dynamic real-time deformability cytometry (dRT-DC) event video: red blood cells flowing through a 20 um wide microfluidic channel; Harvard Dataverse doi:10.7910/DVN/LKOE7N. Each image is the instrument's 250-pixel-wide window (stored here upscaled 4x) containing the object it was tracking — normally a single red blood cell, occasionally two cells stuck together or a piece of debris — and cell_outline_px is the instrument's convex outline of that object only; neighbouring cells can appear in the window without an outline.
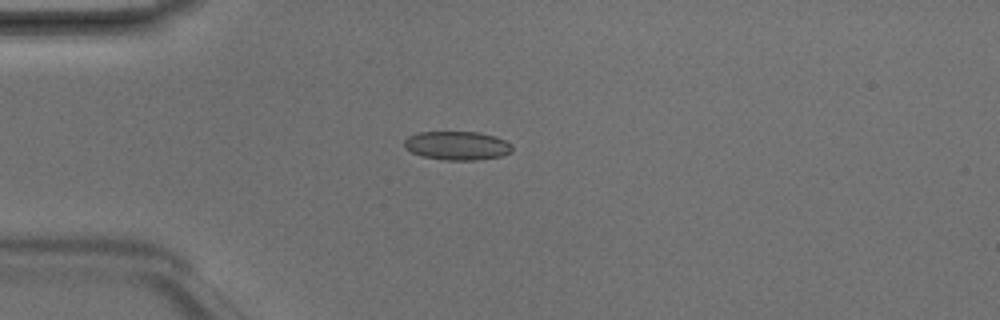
{"species": "Egyptian fruit bat (a non-hibernating species)", "species_latin": "Rousettus aegyptiacus", "temperature_condition": "room temperature", "stored_images_in_passage": 4, "camera_frame_rate_fps": 3000, "um_per_image_px": 0.085, "animal": {"sex": "male"}, "frame": {"image": 1, "passage_image": 4, "time_ms": 1.0, "image_size_px": [1000, 320], "cell_outline_px": [[512, 152], [500, 156], [476, 160], [444, 160], [424, 156], [412, 152], [404, 148], [404, 140], [408, 136], [416, 132], [480, 132], [496, 136], [512, 144]], "centroid_in_image_um": [38.86, 12.37], "position_along_channel_um": 46.1, "area_um2": 18.15}}